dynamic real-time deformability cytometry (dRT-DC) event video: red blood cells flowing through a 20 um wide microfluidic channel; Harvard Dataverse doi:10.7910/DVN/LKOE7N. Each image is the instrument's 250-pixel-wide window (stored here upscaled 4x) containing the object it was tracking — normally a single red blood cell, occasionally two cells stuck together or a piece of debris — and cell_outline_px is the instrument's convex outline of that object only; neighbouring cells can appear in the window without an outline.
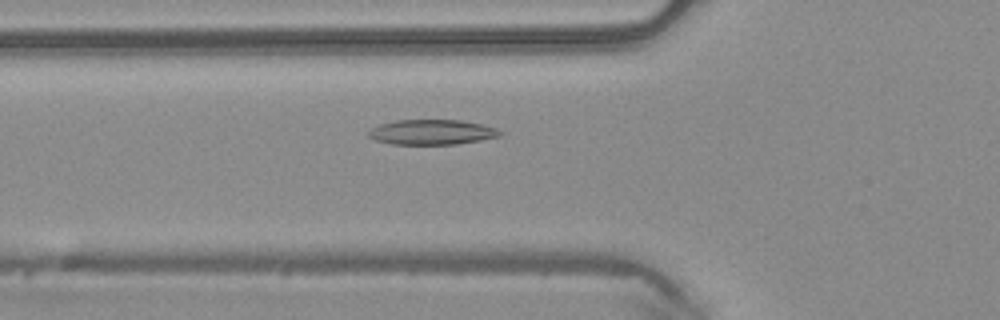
{"species": "common noctule bat (a hibernating species)", "species_latin": "Nyctalus noctula", "temperature_condition": "warm", "stored_images_in_passage": 34, "camera_frame_rate_fps": 3000, "um_per_image_px": 0.085, "animal": {"sex": "male", "body_mass_g": 20.4}, "frame": {"image": 1, "passage_image": 2, "time_ms": 0.333, "image_size_px": [1000, 320], "cell_outline_px": [[504, 132], [500, 136], [480, 140], [456, 144], [392, 144], [376, 140], [368, 136], [368, 132], [372, 128], [380, 124], [396, 120], [460, 120], [480, 124], [496, 128]], "centroid_in_image_um": [36.72, 11.23], "position_along_channel_um": 89.1, "area_um2": 19.07}}
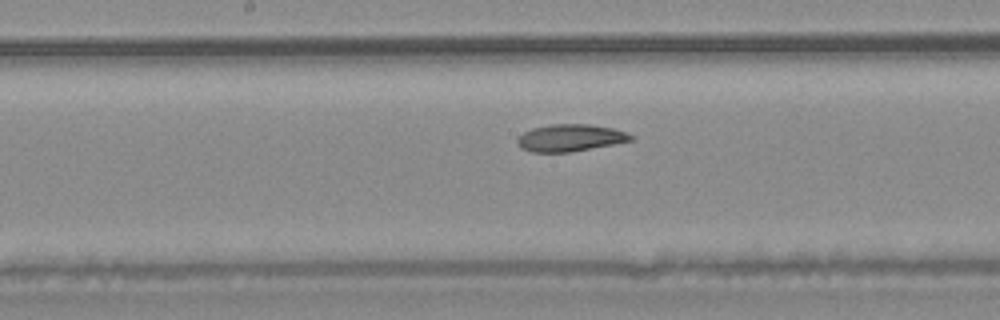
{"frame": {"image": 2, "passage_image": 10, "time_ms": 3.0, "image_size_px": [1000, 320], "cell_outline_px": [[636, 136], [632, 140], [612, 144], [568, 152], [532, 152], [520, 148], [516, 144], [516, 140], [524, 132], [532, 128], [552, 124], [588, 124], [612, 128]], "centroid_in_image_um": [48.43, 11.71], "position_along_channel_um": 199.8, "area_um2": 17.74}}
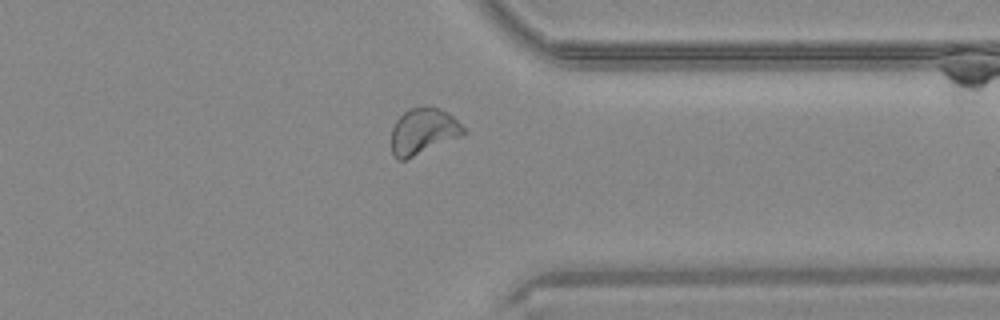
{"frame": {"image": 3, "passage_image": 23, "time_ms": 7.333, "image_size_px": [1000, 320], "cell_outline_px": [[468, 132], [460, 136], [404, 160], [396, 160], [392, 156], [392, 128], [396, 120], [408, 108], [440, 108], [448, 112]], "centroid_in_image_um": [35.95, 11.17], "position_along_channel_um": 375.5, "area_um2": 19.02}}